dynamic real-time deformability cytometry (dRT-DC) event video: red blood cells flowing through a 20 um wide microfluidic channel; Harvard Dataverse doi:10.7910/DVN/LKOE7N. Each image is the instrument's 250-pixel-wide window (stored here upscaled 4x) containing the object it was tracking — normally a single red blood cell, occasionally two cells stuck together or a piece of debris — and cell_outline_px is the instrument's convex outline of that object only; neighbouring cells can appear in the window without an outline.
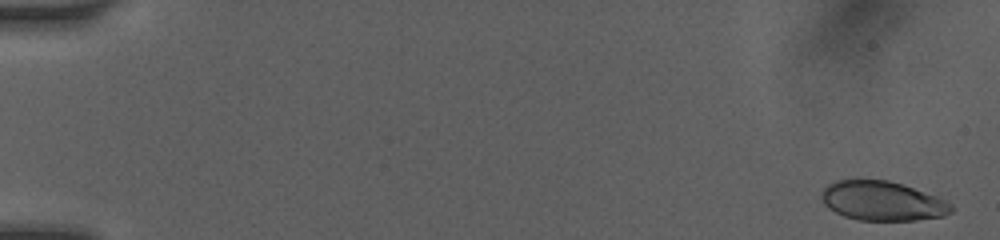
{"species": "human", "species_latin": "Homo sapiens", "temperature_condition": "room temperature", "stored_images_in_passage": 44, "camera_frame_rate_fps": 3000, "um_per_image_px": 0.085, "donor": {"sex": "female"}, "frame": {"image": 1, "passage_image": 3, "time_ms": 0.333, "image_size_px": [1000, 240], "cell_outline_px": [[952, 212], [944, 216], [916, 220], [860, 220], [844, 216], [828, 208], [824, 204], [820, 196], [824, 188], [828, 184], [836, 180], [856, 176], [888, 180], [904, 184], [936, 196], [952, 204]], "centroid_in_image_um": [74.95, 17.03], "position_along_channel_um": 10.0, "area_um2": 30.52}}
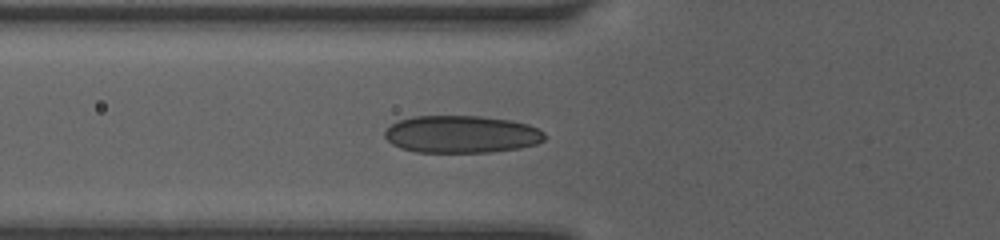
{"frame": {"image": 2, "passage_image": 39, "time_ms": 6.333, "image_size_px": [1000, 240], "cell_outline_px": [[544, 140], [536, 144], [520, 148], [488, 152], [416, 152], [400, 148], [392, 144], [384, 136], [384, 132], [392, 124], [400, 120], [412, 116], [480, 116], [508, 120], [528, 124], [544, 132]], "centroid_in_image_um": [39.21, 11.41], "position_along_channel_um": 86.6, "area_um2": 34.74}}
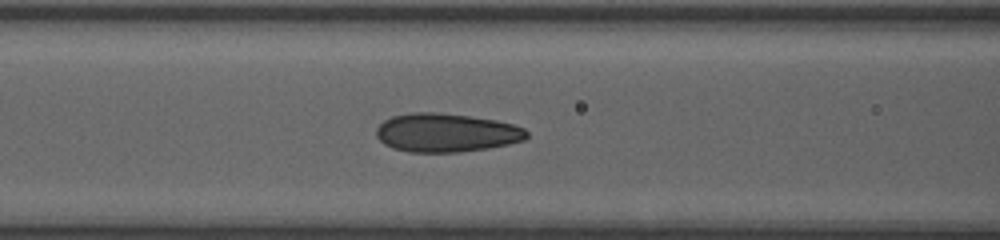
{"frame": {"image": 3, "passage_image": 44, "time_ms": 7.333, "image_size_px": [1000, 240], "cell_outline_px": [[528, 136], [524, 140], [508, 144], [488, 148], [460, 152], [408, 152], [392, 148], [384, 144], [376, 136], [376, 128], [384, 120], [392, 116], [412, 112], [436, 112], [468, 116], [496, 120], [512, 124], [524, 128], [528, 132]], "centroid_in_image_um": [37.91, 11.28], "position_along_channel_um": 128.7, "area_um2": 33.93}}